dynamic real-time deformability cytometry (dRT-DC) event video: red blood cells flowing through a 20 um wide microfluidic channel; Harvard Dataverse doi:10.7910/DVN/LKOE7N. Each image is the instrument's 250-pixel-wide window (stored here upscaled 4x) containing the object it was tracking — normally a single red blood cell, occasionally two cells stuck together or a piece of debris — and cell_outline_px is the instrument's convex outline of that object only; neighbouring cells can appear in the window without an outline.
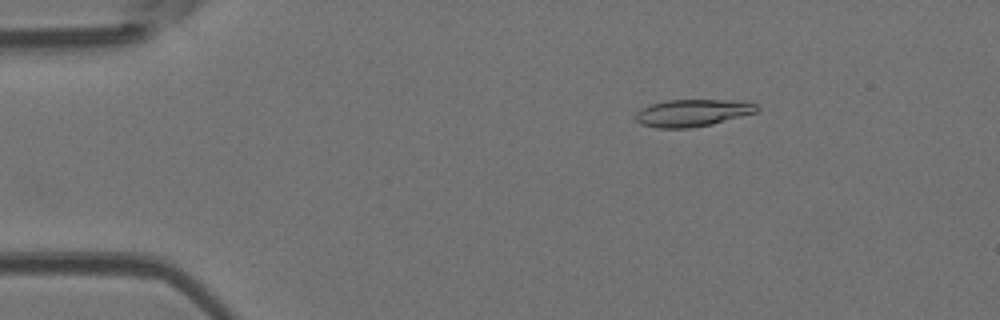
{"species": "Egyptian fruit bat (a non-hibernating species)", "species_latin": "Rousettus aegyptiacus", "temperature_condition": "room temperature", "stored_images_in_passage": 12, "camera_frame_rate_fps": 3000, "um_per_image_px": 0.085, "animal": {"sex": "female"}, "frame": {"image": 1, "passage_image": 8, "time_ms": 2.333, "image_size_px": [1000, 320], "cell_outline_px": [[760, 108], [756, 112], [712, 124], [688, 128], [656, 128], [640, 124], [636, 120], [636, 112], [652, 104], [668, 100], [744, 100], [760, 104]], "centroid_in_image_um": [58.93, 9.59], "position_along_channel_um": 26.1, "area_um2": 19.25}}